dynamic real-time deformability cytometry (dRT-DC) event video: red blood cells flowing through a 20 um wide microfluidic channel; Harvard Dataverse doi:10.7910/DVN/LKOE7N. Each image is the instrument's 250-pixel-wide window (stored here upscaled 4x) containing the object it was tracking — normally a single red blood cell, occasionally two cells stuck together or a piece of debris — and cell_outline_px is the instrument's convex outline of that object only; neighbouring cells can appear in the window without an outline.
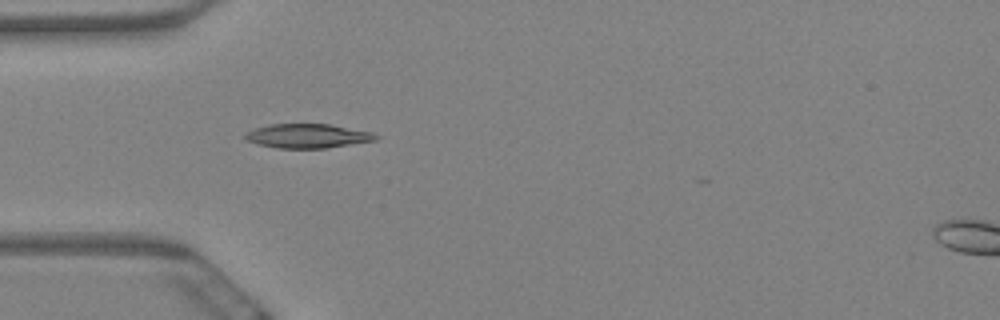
{"species": "Egyptian fruit bat (a non-hibernating species)", "species_latin": "Rousettus aegyptiacus", "temperature_condition": "warm", "stored_images_in_passage": 6, "camera_frame_rate_fps": 3000, "um_per_image_px": 0.085, "animal": {"sex": "female"}, "frame": {"image": 1, "passage_image": 5, "time_ms": 1.333, "image_size_px": [1000, 320], "cell_outline_px": [[380, 136], [376, 140], [324, 148], [276, 148], [260, 144], [248, 140], [244, 136], [252, 128], [268, 124], [332, 124], [372, 132]], "centroid_in_image_um": [26.16, 11.54], "position_along_channel_um": 58.8, "area_um2": 18.32}}